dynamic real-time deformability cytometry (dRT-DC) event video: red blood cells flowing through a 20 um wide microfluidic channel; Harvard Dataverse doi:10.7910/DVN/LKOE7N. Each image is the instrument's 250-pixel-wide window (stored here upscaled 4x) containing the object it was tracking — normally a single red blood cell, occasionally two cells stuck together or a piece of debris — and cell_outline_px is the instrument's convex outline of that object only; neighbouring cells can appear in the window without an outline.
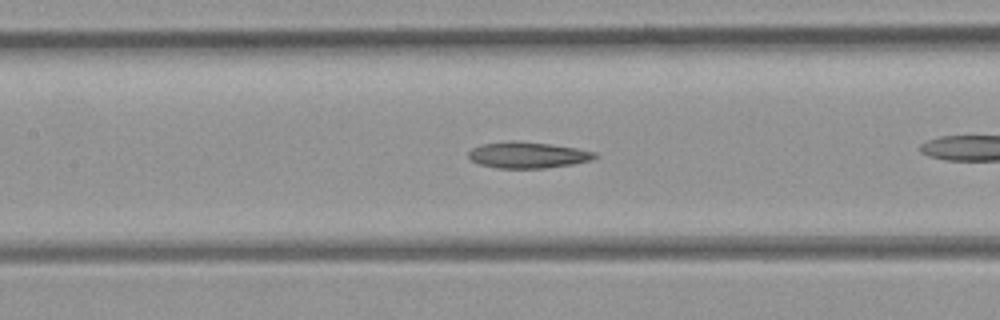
{"species": "common noctule bat (a hibernating species)", "species_latin": "Nyctalus noctula", "temperature_condition": "room temperature", "stored_images_in_passage": 29, "camera_frame_rate_fps": 3000, "um_per_image_px": 0.085, "animal": {"sex": "female", "body_mass_g": 21.9}, "frame": {"image": 1, "passage_image": 13, "time_ms": 4.0, "image_size_px": [1000, 320], "cell_outline_px": [[600, 156], [592, 160], [572, 164], [544, 168], [496, 168], [480, 164], [472, 160], [468, 156], [468, 152], [472, 148], [480, 144], [508, 140], [516, 140], [548, 144], [576, 148], [596, 152]], "centroid_in_image_um": [44.85, 13.17], "position_along_channel_um": 162.5, "area_um2": 19.42}}
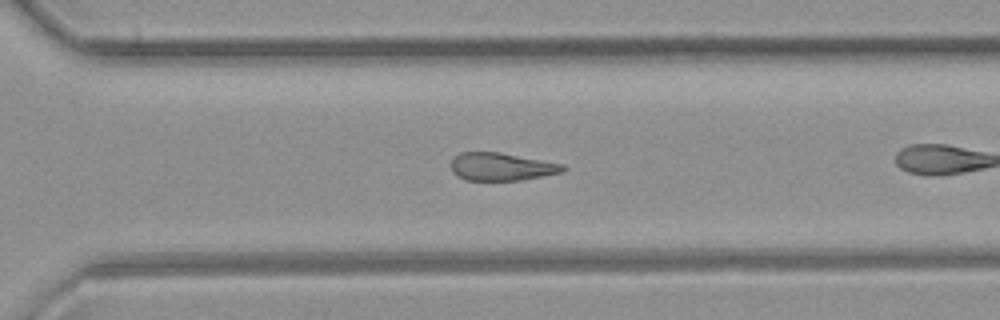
{"frame": {"image": 2, "passage_image": 25, "time_ms": 8.0, "image_size_px": [1000, 320], "cell_outline_px": [[568, 168], [564, 172], [524, 180], [464, 180], [456, 176], [452, 172], [452, 160], [460, 152], [500, 152], [564, 164]], "centroid_in_image_um": [42.66, 14.18], "position_along_channel_um": 327.9, "area_um2": 18.32}}